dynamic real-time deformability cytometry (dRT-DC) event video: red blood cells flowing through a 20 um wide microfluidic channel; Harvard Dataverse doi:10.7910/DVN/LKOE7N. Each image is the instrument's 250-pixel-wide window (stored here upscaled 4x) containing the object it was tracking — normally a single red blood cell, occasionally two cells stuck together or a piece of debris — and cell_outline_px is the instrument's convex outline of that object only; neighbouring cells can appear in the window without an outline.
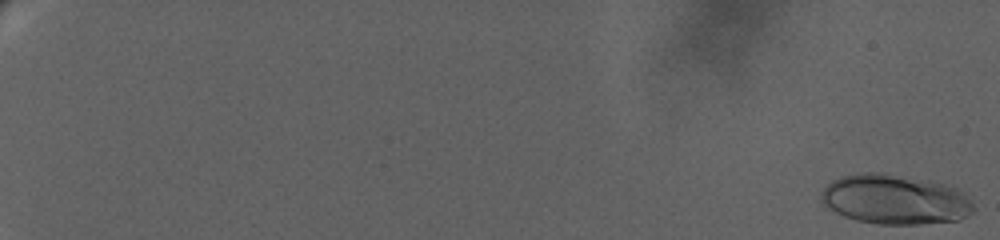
{"species": "human", "species_latin": "Homo sapiens", "temperature_condition": "warm", "stored_images_in_passage": 85, "camera_frame_rate_fps": 3000, "um_per_image_px": 0.085, "donor": {"sex": "female"}, "frame": {"image": 1, "passage_image": 1, "time_ms": 0.0, "image_size_px": [1000, 240], "cell_outline_px": [[976, 208], [968, 216], [960, 220], [920, 224], [880, 224], [856, 220], [844, 216], [836, 212], [824, 204], [820, 200], [820, 192], [832, 180], [840, 176], [864, 172], [884, 172], [928, 180], [944, 184], [956, 188], [964, 192]], "centroid_in_image_um": [76.08, 16.94], "position_along_channel_um": 8.9, "area_um2": 44.51}}
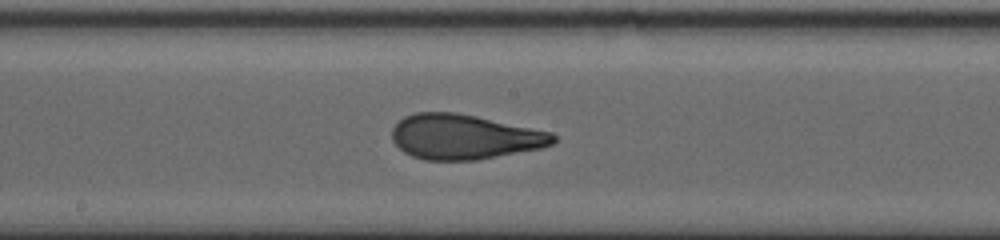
{"frame": {"image": 2, "passage_image": 39, "time_ms": 14.333, "image_size_px": [1000, 240], "cell_outline_px": [[556, 140], [552, 144], [544, 148], [476, 160], [424, 160], [412, 156], [404, 152], [392, 140], [392, 128], [404, 116], [416, 112], [456, 112], [476, 116], [552, 132], [556, 136]], "centroid_in_image_um": [39.48, 11.63], "position_along_channel_um": 208.7, "area_um2": 42.31}}
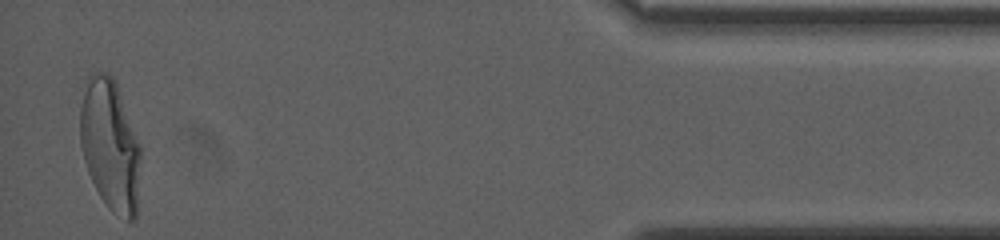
{"frame": {"image": 3, "passage_image": 85, "time_ms": 23.0, "image_size_px": [1000, 240], "cell_outline_px": [[140, 160], [136, 220], [128, 220], [112, 212], [108, 208], [100, 196], [88, 172], [84, 160], [80, 144], [80, 108], [88, 76], [96, 72], [108, 72], [112, 76], [116, 84], [140, 144]], "centroid_in_image_um": [9.36, 12.35], "position_along_channel_um": 425.8, "area_um2": 46.01}, "authors_computed_cell_mechanics": {"area_um2": 41.5004, "velocity_mm_per_s": 3.1537, "shape_relaxation_time_tau1_ms": 8.5426, "shape_relaxation_time_tau2_ms": 1.0132, "deformation_change_tau1": 0.2584, "deformation_change_tau2": 0.0838}}